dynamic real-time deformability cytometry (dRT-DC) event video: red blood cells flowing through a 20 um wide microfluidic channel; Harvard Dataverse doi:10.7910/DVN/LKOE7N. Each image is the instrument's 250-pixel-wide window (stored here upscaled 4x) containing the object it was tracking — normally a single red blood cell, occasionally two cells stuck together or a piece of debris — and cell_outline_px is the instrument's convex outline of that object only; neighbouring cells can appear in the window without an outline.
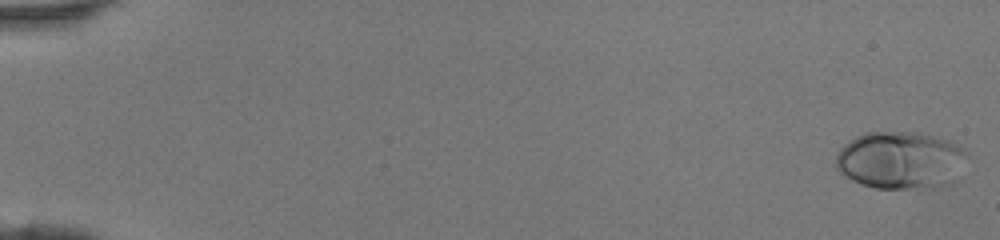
{"species": "human", "species_latin": "Homo sapiens", "temperature_condition": "room temperature", "stored_images_in_passage": 46, "camera_frame_rate_fps": 3000, "um_per_image_px": 0.085, "donor": {"sex": "female"}, "frame": {"image": 1, "passage_image": 1, "time_ms": 0.0, "image_size_px": [1000, 240], "cell_outline_px": [[968, 156], [960, 180], [952, 184], [936, 188], [876, 188], [852, 180], [844, 176], [832, 164], [840, 148], [844, 144], [856, 136], [864, 132], [912, 132], [936, 136], [948, 140], [964, 148], [968, 152]], "centroid_in_image_um": [76.61, 13.63], "position_along_channel_um": 8.4, "area_um2": 45.08}}
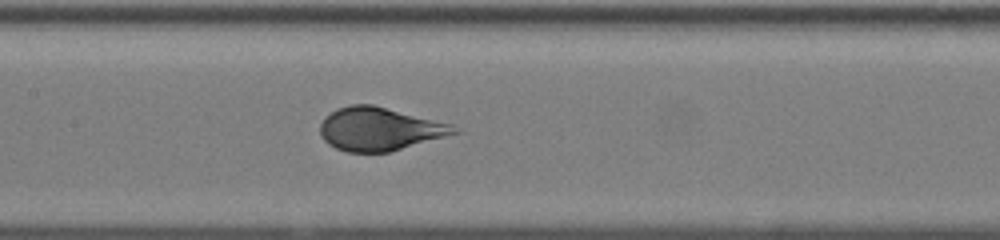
{"frame": {"image": 2, "passage_image": 24, "time_ms": 7.667, "image_size_px": [1000, 240], "cell_outline_px": [[464, 132], [388, 152], [348, 152], [336, 148], [328, 144], [320, 136], [320, 124], [324, 116], [336, 108], [348, 104], [372, 104], [452, 124]], "centroid_in_image_um": [32.26, 10.96], "position_along_channel_um": 175.1, "area_um2": 34.04}}
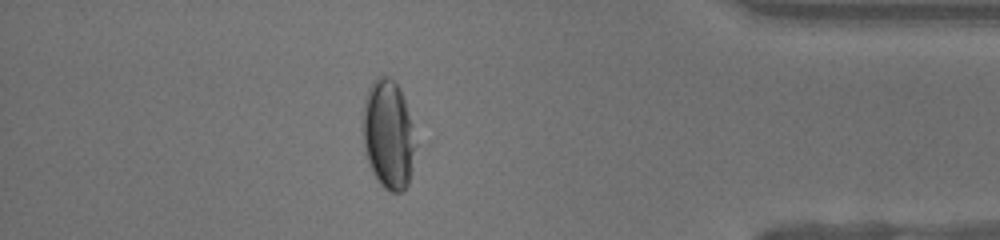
{"frame": {"image": 3, "passage_image": 41, "time_ms": 13.333, "image_size_px": [1000, 240], "cell_outline_px": [[416, 144], [408, 184], [404, 192], [392, 192], [384, 188], [376, 180], [368, 164], [364, 152], [364, 100], [368, 88], [376, 76], [388, 76], [400, 88], [412, 124]], "centroid_in_image_um": [33.0, 11.46], "position_along_channel_um": 402.2, "area_um2": 33.47}}